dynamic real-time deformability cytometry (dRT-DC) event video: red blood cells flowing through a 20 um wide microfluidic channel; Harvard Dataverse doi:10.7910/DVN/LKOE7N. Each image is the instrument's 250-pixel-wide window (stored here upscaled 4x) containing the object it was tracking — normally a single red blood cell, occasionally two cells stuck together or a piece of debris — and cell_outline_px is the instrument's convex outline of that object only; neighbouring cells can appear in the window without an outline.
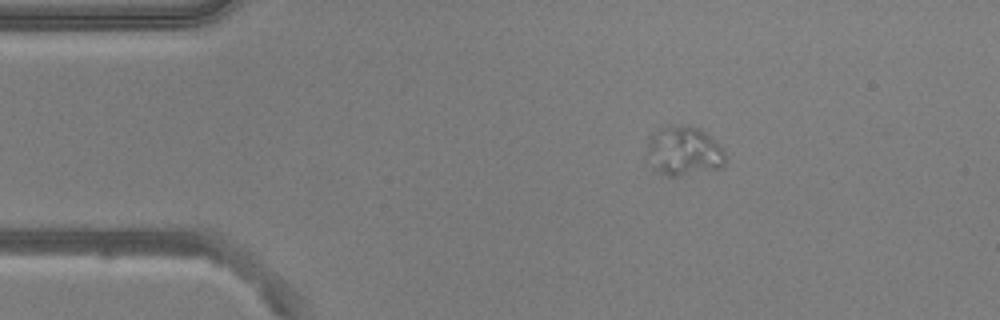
{"species": "common noctule bat (a hibernating species)", "species_latin": "Nyctalus noctula", "temperature_condition": "warm", "stored_images_in_passage": 41, "camera_frame_rate_fps": 3000, "um_per_image_px": 0.085, "animal": {"sex": "male", "body_mass_g": 20.5, "forearm_length_mm": 52.5}, "frame": {"image": 1, "passage_image": 2, "time_ms": 0.333, "image_size_px": [1000, 320], "cell_outline_px": [[728, 160], [724, 168], [676, 176], [668, 176], [660, 172], [656, 168], [648, 152], [648, 136], [672, 124], [700, 128], [720, 144], [724, 148]], "centroid_in_image_um": [58.24, 12.84], "position_along_channel_um": 26.8, "area_um2": 22.43}}
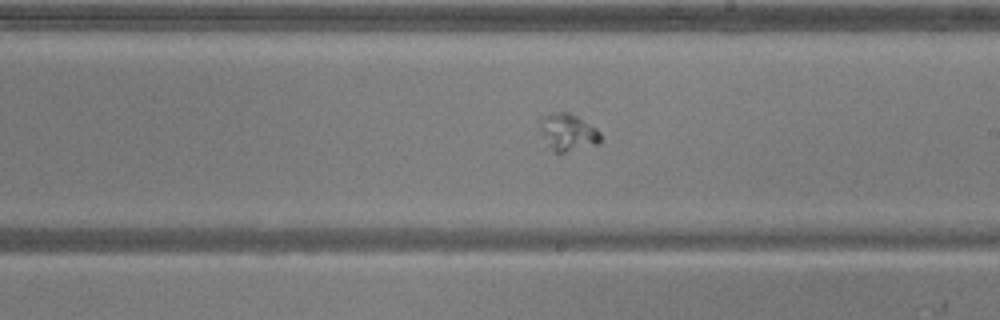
{"frame": {"image": 2, "passage_image": 23, "time_ms": 7.333, "image_size_px": [1000, 320], "cell_outline_px": [[600, 140], [596, 144], [564, 152], [552, 152], [544, 148], [540, 132], [540, 116], [552, 112], [568, 112], [576, 116], [596, 128], [600, 132]], "centroid_in_image_um": [48.16, 11.25], "position_along_channel_um": 240.8, "area_um2": 13.41}}
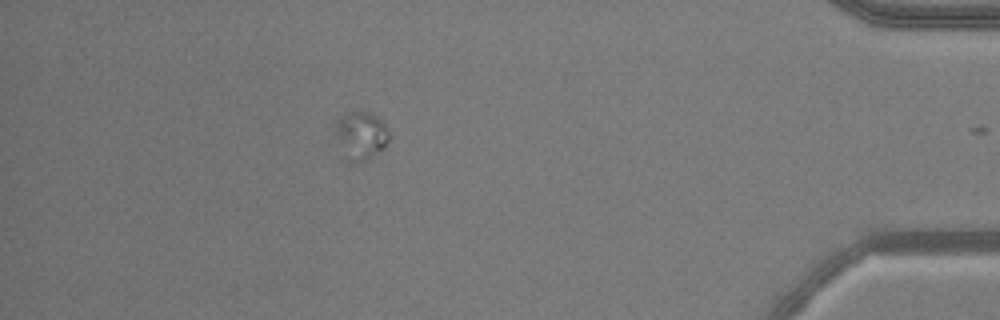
{"frame": {"image": 3, "passage_image": 40, "time_ms": 13.0, "image_size_px": [1000, 320], "cell_outline_px": [[388, 140], [384, 148], [372, 156], [356, 164], [348, 164], [344, 160], [336, 136], [336, 120], [344, 112], [360, 108], [376, 116], [384, 124], [388, 132]], "centroid_in_image_um": [30.61, 11.51], "position_along_channel_um": 404.6, "area_um2": 15.55}}